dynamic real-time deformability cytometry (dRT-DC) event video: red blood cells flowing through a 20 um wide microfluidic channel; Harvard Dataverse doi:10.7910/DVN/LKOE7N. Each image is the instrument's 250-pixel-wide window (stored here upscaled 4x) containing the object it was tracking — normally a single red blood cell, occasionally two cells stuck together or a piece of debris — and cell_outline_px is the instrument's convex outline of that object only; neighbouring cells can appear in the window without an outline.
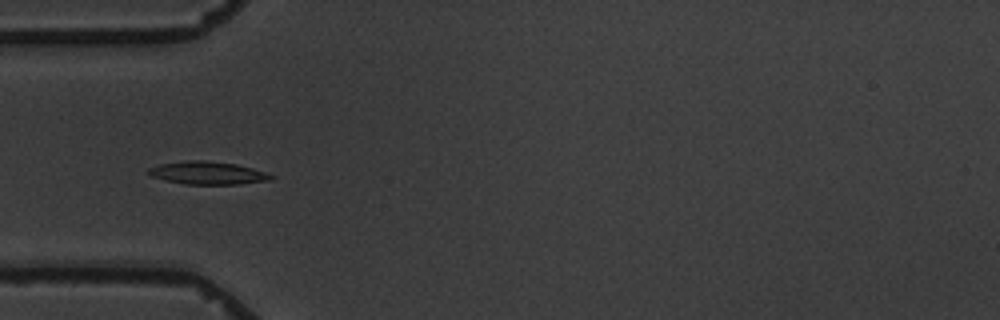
{"species": "common noctule bat (a hibernating species)", "species_latin": "Nyctalus noctula", "temperature_condition": "warm", "stored_images_in_passage": 8, "camera_frame_rate_fps": 3000, "um_per_image_px": 0.085, "animal": {"sex": "male", "body_mass_g": 19.5, "forearm_length_mm": 54.6}, "frame": {"image": 1, "passage_image": 3, "time_ms": 4.0, "image_size_px": [1000, 320], "cell_outline_px": [[276, 176], [272, 180], [240, 184], [184, 184], [164, 180], [152, 176], [148, 172], [148, 168], [160, 164], [184, 160], [204, 160], [236, 164], [252, 168]], "centroid_in_image_um": [17.66, 14.7], "position_along_channel_um": 67.3, "area_um2": 16.36}}
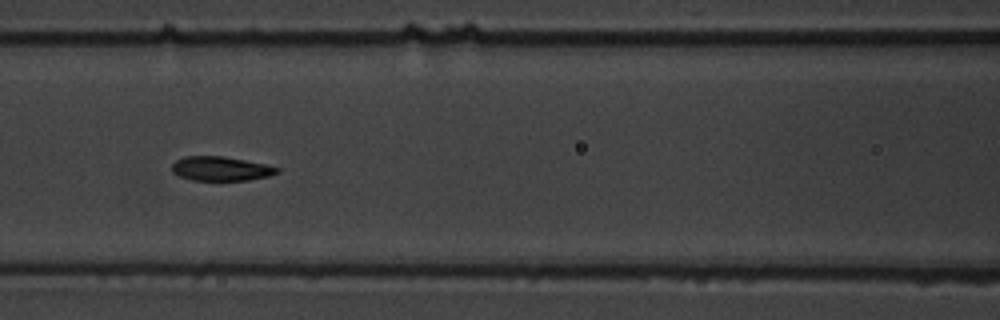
{"frame": {"image": 2, "passage_image": 5, "time_ms": 6.333, "image_size_px": [1000, 320], "cell_outline_px": [[280, 172], [268, 176], [248, 180], [192, 180], [180, 176], [172, 172], [172, 164], [176, 160], [184, 156], [224, 156], [264, 164], [280, 168]], "centroid_in_image_um": [18.76, 14.33], "position_along_channel_um": 147.8, "area_um2": 14.8}}
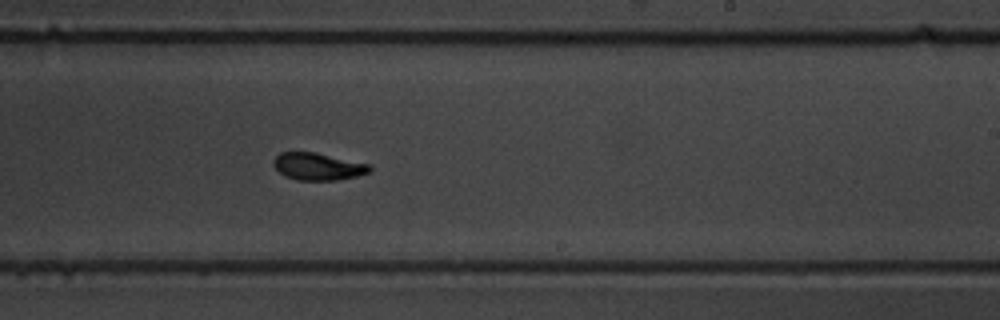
{"frame": {"image": 3, "passage_image": 8, "time_ms": 9.667, "image_size_px": [1000, 320], "cell_outline_px": [[372, 172], [356, 176], [336, 180], [296, 180], [284, 176], [272, 164], [272, 160], [280, 152], [316, 152], [372, 164]], "centroid_in_image_um": [27.05, 14.14], "position_along_channel_um": 261.9, "area_um2": 15.55}}